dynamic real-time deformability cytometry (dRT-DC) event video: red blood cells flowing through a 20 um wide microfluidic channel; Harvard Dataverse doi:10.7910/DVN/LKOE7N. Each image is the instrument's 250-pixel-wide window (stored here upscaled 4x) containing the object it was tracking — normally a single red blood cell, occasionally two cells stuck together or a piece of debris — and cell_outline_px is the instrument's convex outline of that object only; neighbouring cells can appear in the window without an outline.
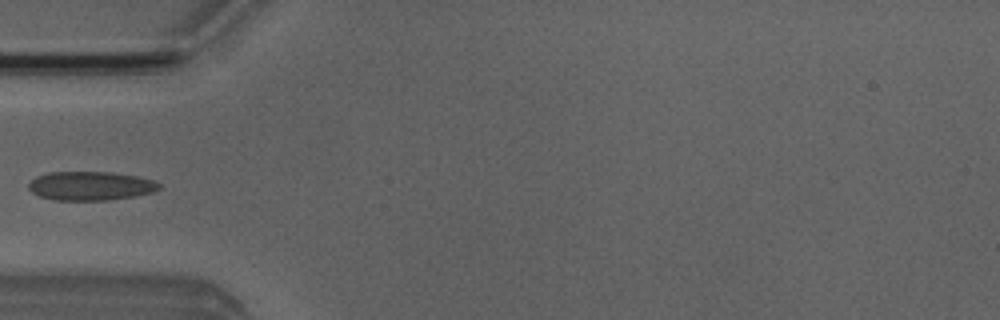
{"species": "Egyptian fruit bat (a non-hibernating species)", "species_latin": "Rousettus aegyptiacus", "temperature_condition": "room temperature", "stored_images_in_passage": 3, "camera_frame_rate_fps": 3000, "um_per_image_px": 0.085, "animal": {"sex": "male"}, "frame": {"image": 1, "passage_image": 3, "time_ms": 2.0, "image_size_px": [1000, 320], "cell_outline_px": [[160, 188], [152, 192], [136, 196], [108, 200], [52, 200], [40, 196], [32, 192], [28, 188], [28, 184], [36, 176], [48, 172], [112, 172], [136, 176], [156, 180], [160, 184]], "centroid_in_image_um": [7.7, 15.8], "position_along_channel_um": 77.3, "area_um2": 22.08}}